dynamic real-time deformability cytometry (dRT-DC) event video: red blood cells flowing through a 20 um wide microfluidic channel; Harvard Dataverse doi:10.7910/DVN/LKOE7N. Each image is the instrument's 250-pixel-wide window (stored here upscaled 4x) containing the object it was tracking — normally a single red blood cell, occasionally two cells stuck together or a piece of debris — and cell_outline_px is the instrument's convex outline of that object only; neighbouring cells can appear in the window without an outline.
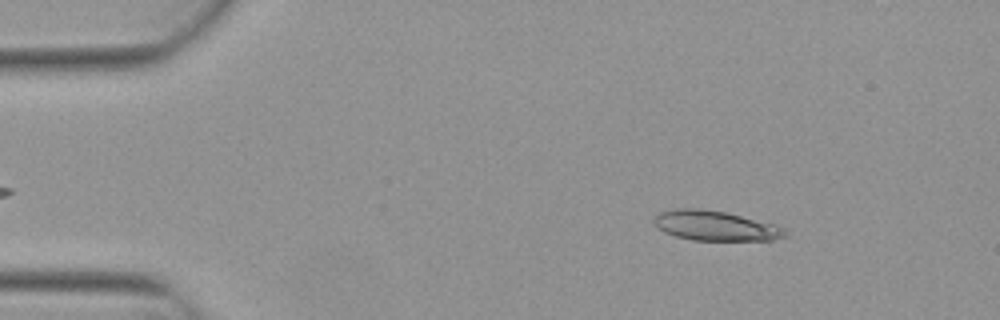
{"species": "Egyptian fruit bat (a non-hibernating species)", "species_latin": "Rousettus aegyptiacus", "temperature_condition": "warm", "stored_images_in_passage": 4, "camera_frame_rate_fps": 3000, "um_per_image_px": 0.085, "animal": {"sex": "female"}, "frame": {"image": 1, "passage_image": 2, "time_ms": 0.333, "image_size_px": [1000, 320], "cell_outline_px": [[788, 236], [772, 240], [692, 240], [676, 236], [664, 232], [652, 220], [660, 212], [676, 208], [700, 208], [724, 212], [776, 224], [788, 228]], "centroid_in_image_um": [60.87, 19.19], "position_along_channel_um": 24.1, "area_um2": 22.89}}